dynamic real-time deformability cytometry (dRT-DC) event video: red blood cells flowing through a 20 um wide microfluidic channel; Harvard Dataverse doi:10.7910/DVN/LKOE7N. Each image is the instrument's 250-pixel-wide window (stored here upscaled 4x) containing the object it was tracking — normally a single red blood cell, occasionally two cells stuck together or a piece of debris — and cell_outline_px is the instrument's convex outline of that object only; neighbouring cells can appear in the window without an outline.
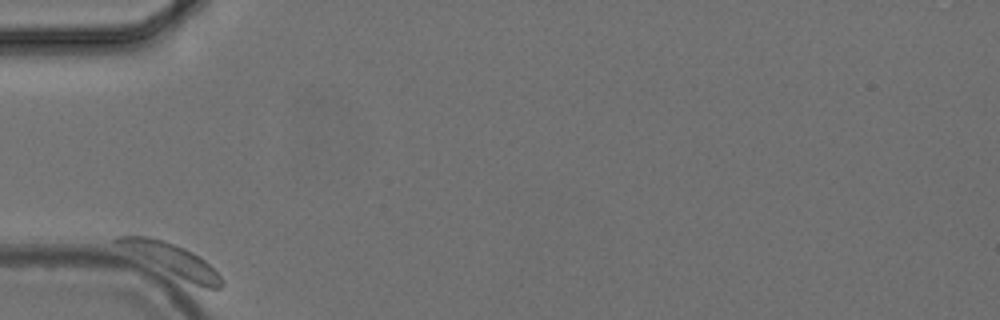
{"species": "common noctule bat (a hibernating species)", "species_latin": "Nyctalus noctula", "temperature_condition": "cold", "stored_images_in_passage": 43, "camera_frame_rate_fps": 3000, "um_per_image_px": 0.085, "animal": {"sex": "female", "body_mass_g": 24.6, "forearm_length_mm": 56.2}, "frame": {"image": 1, "passage_image": 1, "time_ms": 0.0, "image_size_px": [1000, 320], "cell_outline_px": [[224, 284], [220, 288], [208, 288], [196, 284], [116, 244], [112, 240], [116, 236], [152, 236], [176, 244], [192, 252], [204, 260], [224, 280]], "centroid_in_image_um": [14.66, 22.03], "position_along_channel_um": 70.3, "area_um2": 17.86}}
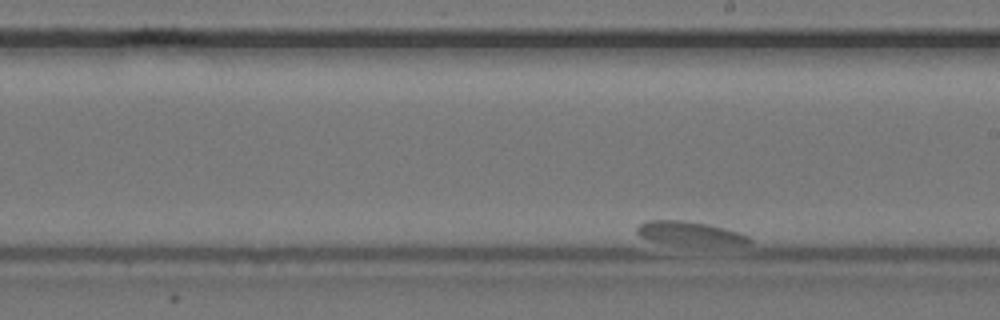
{"frame": {"image": 2, "passage_image": 24, "time_ms": 7.667, "image_size_px": [1000, 320], "cell_outline_px": [[752, 244], [672, 244], [648, 240], [640, 236], [636, 232], [636, 228], [640, 224], [648, 220], [684, 220], [708, 224], [740, 232], [748, 236], [752, 240]], "centroid_in_image_um": [58.6, 19.82], "position_along_channel_um": 230.4, "area_um2": 15.32}}
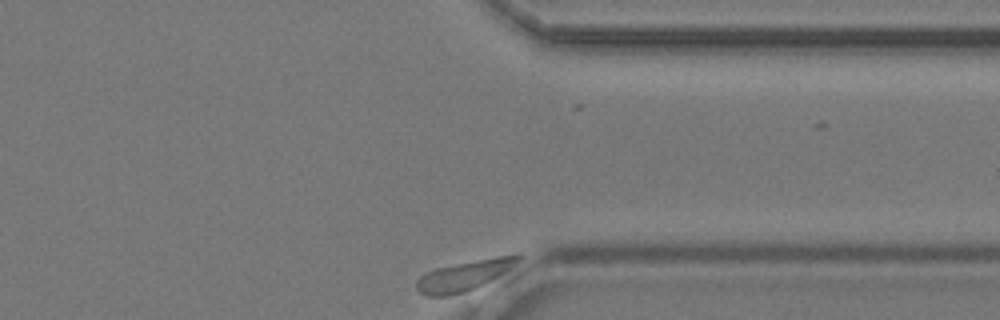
{"frame": {"image": 3, "passage_image": 43, "time_ms": 14.0, "image_size_px": [1000, 320], "cell_outline_px": [[520, 260], [504, 272], [484, 284], [476, 288], [464, 292], [448, 296], [428, 296], [420, 292], [416, 288], [416, 280], [424, 272], [436, 268], [496, 256], [520, 256]], "centroid_in_image_um": [39.37, 23.45], "position_along_channel_um": 372.0, "area_um2": 17.4}}